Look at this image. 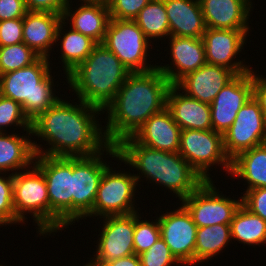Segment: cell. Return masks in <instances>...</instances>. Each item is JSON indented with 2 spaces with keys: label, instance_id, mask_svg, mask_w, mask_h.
<instances>
[{
  "label": "cell",
  "instance_id": "cell-45",
  "mask_svg": "<svg viewBox=\"0 0 266 266\" xmlns=\"http://www.w3.org/2000/svg\"><path fill=\"white\" fill-rule=\"evenodd\" d=\"M80 266V265H79ZM83 266H89V264L88 263H85V264H83Z\"/></svg>",
  "mask_w": 266,
  "mask_h": 266
},
{
  "label": "cell",
  "instance_id": "cell-36",
  "mask_svg": "<svg viewBox=\"0 0 266 266\" xmlns=\"http://www.w3.org/2000/svg\"><path fill=\"white\" fill-rule=\"evenodd\" d=\"M139 258L141 266H183L161 237Z\"/></svg>",
  "mask_w": 266,
  "mask_h": 266
},
{
  "label": "cell",
  "instance_id": "cell-28",
  "mask_svg": "<svg viewBox=\"0 0 266 266\" xmlns=\"http://www.w3.org/2000/svg\"><path fill=\"white\" fill-rule=\"evenodd\" d=\"M229 175L243 180L247 188H266V143L238 154L231 160ZM240 178V179H239Z\"/></svg>",
  "mask_w": 266,
  "mask_h": 266
},
{
  "label": "cell",
  "instance_id": "cell-16",
  "mask_svg": "<svg viewBox=\"0 0 266 266\" xmlns=\"http://www.w3.org/2000/svg\"><path fill=\"white\" fill-rule=\"evenodd\" d=\"M173 211L159 214L160 237L183 266H194L197 226L181 204Z\"/></svg>",
  "mask_w": 266,
  "mask_h": 266
},
{
  "label": "cell",
  "instance_id": "cell-18",
  "mask_svg": "<svg viewBox=\"0 0 266 266\" xmlns=\"http://www.w3.org/2000/svg\"><path fill=\"white\" fill-rule=\"evenodd\" d=\"M170 64L157 65V69L167 77L171 85H176L183 77L207 64L202 38L168 37Z\"/></svg>",
  "mask_w": 266,
  "mask_h": 266
},
{
  "label": "cell",
  "instance_id": "cell-21",
  "mask_svg": "<svg viewBox=\"0 0 266 266\" xmlns=\"http://www.w3.org/2000/svg\"><path fill=\"white\" fill-rule=\"evenodd\" d=\"M206 28L250 29L252 0H199ZM252 9V10H251Z\"/></svg>",
  "mask_w": 266,
  "mask_h": 266
},
{
  "label": "cell",
  "instance_id": "cell-41",
  "mask_svg": "<svg viewBox=\"0 0 266 266\" xmlns=\"http://www.w3.org/2000/svg\"><path fill=\"white\" fill-rule=\"evenodd\" d=\"M67 0H25L28 11L52 12L63 16Z\"/></svg>",
  "mask_w": 266,
  "mask_h": 266
},
{
  "label": "cell",
  "instance_id": "cell-25",
  "mask_svg": "<svg viewBox=\"0 0 266 266\" xmlns=\"http://www.w3.org/2000/svg\"><path fill=\"white\" fill-rule=\"evenodd\" d=\"M170 36L202 38L206 25L199 0H163Z\"/></svg>",
  "mask_w": 266,
  "mask_h": 266
},
{
  "label": "cell",
  "instance_id": "cell-1",
  "mask_svg": "<svg viewBox=\"0 0 266 266\" xmlns=\"http://www.w3.org/2000/svg\"><path fill=\"white\" fill-rule=\"evenodd\" d=\"M66 99L61 97L31 122L32 139L38 138L39 143L44 140L47 143L44 145H48L46 149L32 140L35 155L92 156L109 145L102 126L104 121H99L103 110L79 99V103Z\"/></svg>",
  "mask_w": 266,
  "mask_h": 266
},
{
  "label": "cell",
  "instance_id": "cell-13",
  "mask_svg": "<svg viewBox=\"0 0 266 266\" xmlns=\"http://www.w3.org/2000/svg\"><path fill=\"white\" fill-rule=\"evenodd\" d=\"M266 141V118L252 96L237 112L235 121L223 134V147L230 161L238 154Z\"/></svg>",
  "mask_w": 266,
  "mask_h": 266
},
{
  "label": "cell",
  "instance_id": "cell-26",
  "mask_svg": "<svg viewBox=\"0 0 266 266\" xmlns=\"http://www.w3.org/2000/svg\"><path fill=\"white\" fill-rule=\"evenodd\" d=\"M13 129L11 133L0 132V172L2 173L15 174L34 163L32 131H23L21 135L15 132L17 128Z\"/></svg>",
  "mask_w": 266,
  "mask_h": 266
},
{
  "label": "cell",
  "instance_id": "cell-17",
  "mask_svg": "<svg viewBox=\"0 0 266 266\" xmlns=\"http://www.w3.org/2000/svg\"><path fill=\"white\" fill-rule=\"evenodd\" d=\"M251 97L252 70L236 75L212 101V129L223 135L235 121L237 112Z\"/></svg>",
  "mask_w": 266,
  "mask_h": 266
},
{
  "label": "cell",
  "instance_id": "cell-35",
  "mask_svg": "<svg viewBox=\"0 0 266 266\" xmlns=\"http://www.w3.org/2000/svg\"><path fill=\"white\" fill-rule=\"evenodd\" d=\"M13 224L15 225L13 174L0 172V226Z\"/></svg>",
  "mask_w": 266,
  "mask_h": 266
},
{
  "label": "cell",
  "instance_id": "cell-24",
  "mask_svg": "<svg viewBox=\"0 0 266 266\" xmlns=\"http://www.w3.org/2000/svg\"><path fill=\"white\" fill-rule=\"evenodd\" d=\"M180 133L181 128L165 107L162 111L153 114L146 120L144 125L132 137L139 144L153 149L178 152Z\"/></svg>",
  "mask_w": 266,
  "mask_h": 266
},
{
  "label": "cell",
  "instance_id": "cell-14",
  "mask_svg": "<svg viewBox=\"0 0 266 266\" xmlns=\"http://www.w3.org/2000/svg\"><path fill=\"white\" fill-rule=\"evenodd\" d=\"M103 224L94 245L95 252L87 258L89 266H100L104 262L135 254L134 213L100 218ZM100 236V237H99Z\"/></svg>",
  "mask_w": 266,
  "mask_h": 266
},
{
  "label": "cell",
  "instance_id": "cell-9",
  "mask_svg": "<svg viewBox=\"0 0 266 266\" xmlns=\"http://www.w3.org/2000/svg\"><path fill=\"white\" fill-rule=\"evenodd\" d=\"M104 155L116 160L118 157L116 147L108 145L95 155L72 157L73 225L84 220V217L92 210L103 172L109 164H115V162H111V159L109 162L106 159L103 160V158H107Z\"/></svg>",
  "mask_w": 266,
  "mask_h": 266
},
{
  "label": "cell",
  "instance_id": "cell-30",
  "mask_svg": "<svg viewBox=\"0 0 266 266\" xmlns=\"http://www.w3.org/2000/svg\"><path fill=\"white\" fill-rule=\"evenodd\" d=\"M231 239L230 224H215L198 227L194 250V265L203 264L213 257L223 253L228 248Z\"/></svg>",
  "mask_w": 266,
  "mask_h": 266
},
{
  "label": "cell",
  "instance_id": "cell-43",
  "mask_svg": "<svg viewBox=\"0 0 266 266\" xmlns=\"http://www.w3.org/2000/svg\"><path fill=\"white\" fill-rule=\"evenodd\" d=\"M100 266H141V263L139 255L133 254L109 262H104Z\"/></svg>",
  "mask_w": 266,
  "mask_h": 266
},
{
  "label": "cell",
  "instance_id": "cell-39",
  "mask_svg": "<svg viewBox=\"0 0 266 266\" xmlns=\"http://www.w3.org/2000/svg\"><path fill=\"white\" fill-rule=\"evenodd\" d=\"M244 192L240 195L242 205L266 221V188H254Z\"/></svg>",
  "mask_w": 266,
  "mask_h": 266
},
{
  "label": "cell",
  "instance_id": "cell-4",
  "mask_svg": "<svg viewBox=\"0 0 266 266\" xmlns=\"http://www.w3.org/2000/svg\"><path fill=\"white\" fill-rule=\"evenodd\" d=\"M130 73L112 51L97 43L91 54L67 75L66 82L69 92L77 97L74 100L104 110Z\"/></svg>",
  "mask_w": 266,
  "mask_h": 266
},
{
  "label": "cell",
  "instance_id": "cell-42",
  "mask_svg": "<svg viewBox=\"0 0 266 266\" xmlns=\"http://www.w3.org/2000/svg\"><path fill=\"white\" fill-rule=\"evenodd\" d=\"M252 68V96L259 103V106L266 118V75H259Z\"/></svg>",
  "mask_w": 266,
  "mask_h": 266
},
{
  "label": "cell",
  "instance_id": "cell-27",
  "mask_svg": "<svg viewBox=\"0 0 266 266\" xmlns=\"http://www.w3.org/2000/svg\"><path fill=\"white\" fill-rule=\"evenodd\" d=\"M56 42L60 44L56 43L57 48L61 46L59 52L61 57L59 56L58 60L60 58L61 61L59 62L62 63V70L64 71L62 74H65L63 78H67V75L91 54L92 49L97 44L90 37L73 30L68 24L65 25L63 20L57 30Z\"/></svg>",
  "mask_w": 266,
  "mask_h": 266
},
{
  "label": "cell",
  "instance_id": "cell-44",
  "mask_svg": "<svg viewBox=\"0 0 266 266\" xmlns=\"http://www.w3.org/2000/svg\"><path fill=\"white\" fill-rule=\"evenodd\" d=\"M68 2H71L73 0H67ZM79 1H94V0H79Z\"/></svg>",
  "mask_w": 266,
  "mask_h": 266
},
{
  "label": "cell",
  "instance_id": "cell-7",
  "mask_svg": "<svg viewBox=\"0 0 266 266\" xmlns=\"http://www.w3.org/2000/svg\"><path fill=\"white\" fill-rule=\"evenodd\" d=\"M50 201V236L72 225V157L35 155ZM61 230V231H60Z\"/></svg>",
  "mask_w": 266,
  "mask_h": 266
},
{
  "label": "cell",
  "instance_id": "cell-20",
  "mask_svg": "<svg viewBox=\"0 0 266 266\" xmlns=\"http://www.w3.org/2000/svg\"><path fill=\"white\" fill-rule=\"evenodd\" d=\"M236 74L223 66L206 64L183 77L176 86L187 96L211 104Z\"/></svg>",
  "mask_w": 266,
  "mask_h": 266
},
{
  "label": "cell",
  "instance_id": "cell-22",
  "mask_svg": "<svg viewBox=\"0 0 266 266\" xmlns=\"http://www.w3.org/2000/svg\"><path fill=\"white\" fill-rule=\"evenodd\" d=\"M62 15L52 12L28 11L23 17V43L40 57L50 58Z\"/></svg>",
  "mask_w": 266,
  "mask_h": 266
},
{
  "label": "cell",
  "instance_id": "cell-38",
  "mask_svg": "<svg viewBox=\"0 0 266 266\" xmlns=\"http://www.w3.org/2000/svg\"><path fill=\"white\" fill-rule=\"evenodd\" d=\"M23 18L0 21V47L23 42Z\"/></svg>",
  "mask_w": 266,
  "mask_h": 266
},
{
  "label": "cell",
  "instance_id": "cell-2",
  "mask_svg": "<svg viewBox=\"0 0 266 266\" xmlns=\"http://www.w3.org/2000/svg\"><path fill=\"white\" fill-rule=\"evenodd\" d=\"M171 83L157 68L130 73L105 107L104 135L109 145L132 137L153 114L166 107Z\"/></svg>",
  "mask_w": 266,
  "mask_h": 266
},
{
  "label": "cell",
  "instance_id": "cell-23",
  "mask_svg": "<svg viewBox=\"0 0 266 266\" xmlns=\"http://www.w3.org/2000/svg\"><path fill=\"white\" fill-rule=\"evenodd\" d=\"M166 108L181 130H212L210 104L187 96L176 85L168 89Z\"/></svg>",
  "mask_w": 266,
  "mask_h": 266
},
{
  "label": "cell",
  "instance_id": "cell-10",
  "mask_svg": "<svg viewBox=\"0 0 266 266\" xmlns=\"http://www.w3.org/2000/svg\"><path fill=\"white\" fill-rule=\"evenodd\" d=\"M103 44L131 72H147L157 68L148 61L151 42L133 20L110 19ZM150 62V64H149Z\"/></svg>",
  "mask_w": 266,
  "mask_h": 266
},
{
  "label": "cell",
  "instance_id": "cell-12",
  "mask_svg": "<svg viewBox=\"0 0 266 266\" xmlns=\"http://www.w3.org/2000/svg\"><path fill=\"white\" fill-rule=\"evenodd\" d=\"M214 181H204L180 202L197 227L230 224L242 204V197L235 199L236 197L224 195L214 185Z\"/></svg>",
  "mask_w": 266,
  "mask_h": 266
},
{
  "label": "cell",
  "instance_id": "cell-33",
  "mask_svg": "<svg viewBox=\"0 0 266 266\" xmlns=\"http://www.w3.org/2000/svg\"><path fill=\"white\" fill-rule=\"evenodd\" d=\"M142 214L144 213H134L133 241L136 255L147 251L160 238L158 217L152 221L148 219V221ZM143 217L145 220H143Z\"/></svg>",
  "mask_w": 266,
  "mask_h": 266
},
{
  "label": "cell",
  "instance_id": "cell-31",
  "mask_svg": "<svg viewBox=\"0 0 266 266\" xmlns=\"http://www.w3.org/2000/svg\"><path fill=\"white\" fill-rule=\"evenodd\" d=\"M133 21L152 44L153 39H155L154 42L156 40L162 42L170 36L169 22L163 0H151L141 9Z\"/></svg>",
  "mask_w": 266,
  "mask_h": 266
},
{
  "label": "cell",
  "instance_id": "cell-5",
  "mask_svg": "<svg viewBox=\"0 0 266 266\" xmlns=\"http://www.w3.org/2000/svg\"><path fill=\"white\" fill-rule=\"evenodd\" d=\"M50 59L39 57L27 67L0 75V94L19 103L30 122L62 97L55 92L59 81L52 76Z\"/></svg>",
  "mask_w": 266,
  "mask_h": 266
},
{
  "label": "cell",
  "instance_id": "cell-8",
  "mask_svg": "<svg viewBox=\"0 0 266 266\" xmlns=\"http://www.w3.org/2000/svg\"><path fill=\"white\" fill-rule=\"evenodd\" d=\"M110 165L103 172L93 208L84 217L86 220L91 217L95 220L97 217L99 220L107 216L127 215L141 210L136 206L135 194L139 195L140 192L137 191L138 184L134 172L132 174L129 170H116L119 166L114 168Z\"/></svg>",
  "mask_w": 266,
  "mask_h": 266
},
{
  "label": "cell",
  "instance_id": "cell-3",
  "mask_svg": "<svg viewBox=\"0 0 266 266\" xmlns=\"http://www.w3.org/2000/svg\"><path fill=\"white\" fill-rule=\"evenodd\" d=\"M115 147L118 153L116 160L121 161L120 166L123 163L125 167H131L132 171L136 169L137 174L134 176L138 188L140 182L146 180L173 192L172 196L180 202L204 182L179 152L153 149L139 144L133 137L121 140Z\"/></svg>",
  "mask_w": 266,
  "mask_h": 266
},
{
  "label": "cell",
  "instance_id": "cell-32",
  "mask_svg": "<svg viewBox=\"0 0 266 266\" xmlns=\"http://www.w3.org/2000/svg\"><path fill=\"white\" fill-rule=\"evenodd\" d=\"M39 57L23 42L0 47V75L27 67Z\"/></svg>",
  "mask_w": 266,
  "mask_h": 266
},
{
  "label": "cell",
  "instance_id": "cell-6",
  "mask_svg": "<svg viewBox=\"0 0 266 266\" xmlns=\"http://www.w3.org/2000/svg\"><path fill=\"white\" fill-rule=\"evenodd\" d=\"M13 205L15 225L27 221L28 214L37 225L36 233L50 236V201L42 171L33 163L29 168L13 174ZM27 215V216H25Z\"/></svg>",
  "mask_w": 266,
  "mask_h": 266
},
{
  "label": "cell",
  "instance_id": "cell-19",
  "mask_svg": "<svg viewBox=\"0 0 266 266\" xmlns=\"http://www.w3.org/2000/svg\"><path fill=\"white\" fill-rule=\"evenodd\" d=\"M72 6L71 1L65 7L62 16L65 24H69L73 30L90 37L96 43H103L111 19L107 1H80L78 5L76 3L77 7Z\"/></svg>",
  "mask_w": 266,
  "mask_h": 266
},
{
  "label": "cell",
  "instance_id": "cell-15",
  "mask_svg": "<svg viewBox=\"0 0 266 266\" xmlns=\"http://www.w3.org/2000/svg\"><path fill=\"white\" fill-rule=\"evenodd\" d=\"M249 31L252 30L206 28L202 40L207 63L226 67L236 75L251 71L252 66L246 65V59H236L242 49L244 51L247 37L251 36Z\"/></svg>",
  "mask_w": 266,
  "mask_h": 266
},
{
  "label": "cell",
  "instance_id": "cell-34",
  "mask_svg": "<svg viewBox=\"0 0 266 266\" xmlns=\"http://www.w3.org/2000/svg\"><path fill=\"white\" fill-rule=\"evenodd\" d=\"M19 127L31 131V122L26 117L19 103L0 94V132H7L8 127Z\"/></svg>",
  "mask_w": 266,
  "mask_h": 266
},
{
  "label": "cell",
  "instance_id": "cell-29",
  "mask_svg": "<svg viewBox=\"0 0 266 266\" xmlns=\"http://www.w3.org/2000/svg\"><path fill=\"white\" fill-rule=\"evenodd\" d=\"M231 239L247 246H265L266 221L253 214L242 204L230 223ZM235 240V241H234Z\"/></svg>",
  "mask_w": 266,
  "mask_h": 266
},
{
  "label": "cell",
  "instance_id": "cell-37",
  "mask_svg": "<svg viewBox=\"0 0 266 266\" xmlns=\"http://www.w3.org/2000/svg\"><path fill=\"white\" fill-rule=\"evenodd\" d=\"M111 19L134 20L151 0H106Z\"/></svg>",
  "mask_w": 266,
  "mask_h": 266
},
{
  "label": "cell",
  "instance_id": "cell-40",
  "mask_svg": "<svg viewBox=\"0 0 266 266\" xmlns=\"http://www.w3.org/2000/svg\"><path fill=\"white\" fill-rule=\"evenodd\" d=\"M27 12L25 0H0V21L23 18Z\"/></svg>",
  "mask_w": 266,
  "mask_h": 266
},
{
  "label": "cell",
  "instance_id": "cell-11",
  "mask_svg": "<svg viewBox=\"0 0 266 266\" xmlns=\"http://www.w3.org/2000/svg\"><path fill=\"white\" fill-rule=\"evenodd\" d=\"M178 152L204 181H213L209 171L217 166H223V172L230 173L231 161L224 151L223 135L213 129L181 130Z\"/></svg>",
  "mask_w": 266,
  "mask_h": 266
}]
</instances>
